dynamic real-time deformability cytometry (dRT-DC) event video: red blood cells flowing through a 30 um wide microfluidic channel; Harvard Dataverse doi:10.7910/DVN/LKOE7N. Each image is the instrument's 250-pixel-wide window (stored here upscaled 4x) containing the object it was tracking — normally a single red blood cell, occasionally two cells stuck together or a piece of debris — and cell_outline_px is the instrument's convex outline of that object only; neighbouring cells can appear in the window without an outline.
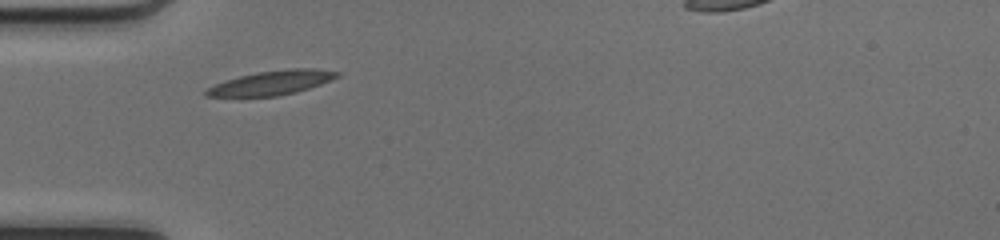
{"species": "common noctule bat (a hibernating species)", "species_latin": "Nyctalus noctula", "temperature_condition": "cold", "stored_images_in_passage": 33, "camera_frame_rate_fps": 3000, "um_per_image_px": 0.085, "animal": {"sex": "female", "body_mass_g": 17.0, "forearm_length_mm": 48.0}, "frame": {"image": 1, "passage_image": 1, "time_ms": 0.0, "image_size_px": [1000, 240], "cell_outline_px": [[340, 76], [320, 84], [296, 92], [276, 96], [204, 96], [204, 92], [208, 88], [224, 80], [256, 72], [292, 68], [312, 68], [340, 72]], "centroid_in_image_um": [23.1, 7.02], "position_along_channel_um": 61.9, "area_um2": 18.26}}
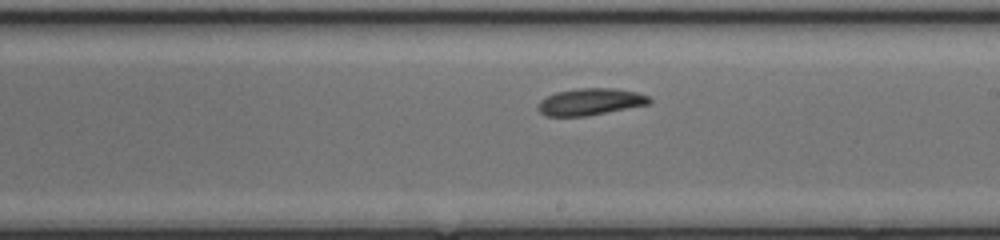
{"frame": {"image": 2, "passage_image": 14, "time_ms": 4.333, "image_size_px": [1000, 240], "cell_outline_px": [[652, 104], [588, 116], [544, 116], [536, 108], [540, 100], [556, 92], [580, 88], [612, 88], [636, 92], [648, 96], [652, 100]], "centroid_in_image_um": [50.19, 8.66], "position_along_channel_um": 238.8, "area_um2": 17.57}}
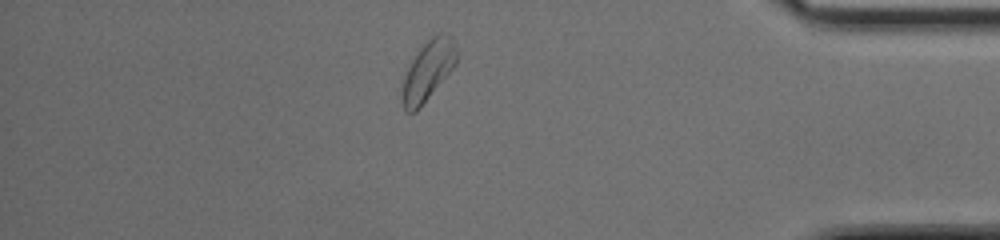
{"frame": {"image": 3, "passage_image": 28, "time_ms": 9.0, "image_size_px": [1000, 240], "cell_outline_px": [[456, 64], [420, 108], [416, 112], [404, 112], [400, 100], [400, 88], [404, 76], [412, 60], [420, 48], [436, 32], [448, 32], [452, 36], [456, 44]], "centroid_in_image_um": [36.35, 6.01], "position_along_channel_um": 398.8, "area_um2": 19.36}}